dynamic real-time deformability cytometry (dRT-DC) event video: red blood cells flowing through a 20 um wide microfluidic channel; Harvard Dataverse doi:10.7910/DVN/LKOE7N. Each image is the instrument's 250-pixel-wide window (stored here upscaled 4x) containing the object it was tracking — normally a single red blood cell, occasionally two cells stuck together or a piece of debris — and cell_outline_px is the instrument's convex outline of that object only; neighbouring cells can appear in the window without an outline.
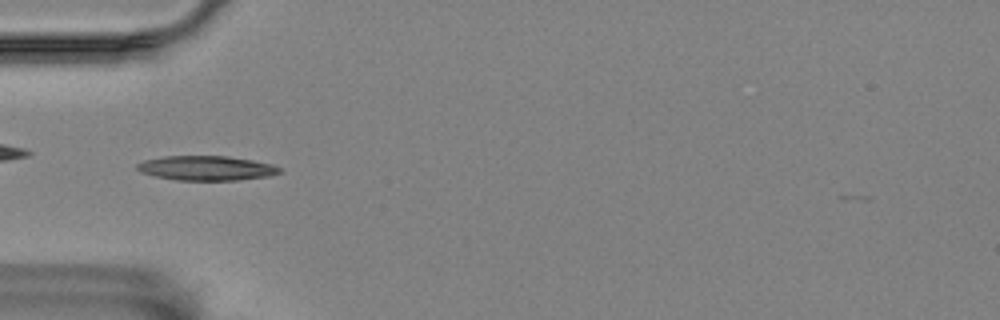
{"species": "Egyptian fruit bat (a non-hibernating species)", "species_latin": "Rousettus aegyptiacus", "temperature_condition": "room temperature", "stored_images_in_passage": 55, "camera_frame_rate_fps": 3000, "um_per_image_px": 0.085, "animal": {"sex": "female"}, "frame": {"image": 1, "passage_image": 17, "time_ms": 5.333, "image_size_px": [1000, 320], "cell_outline_px": [[280, 172], [268, 176], [236, 180], [176, 180], [156, 176], [140, 172], [136, 168], [136, 164], [144, 160], [164, 156], [228, 156], [252, 160], [272, 164], [280, 168]], "centroid_in_image_um": [17.51, 14.28], "position_along_channel_um": 67.5, "area_um2": 20.29}}
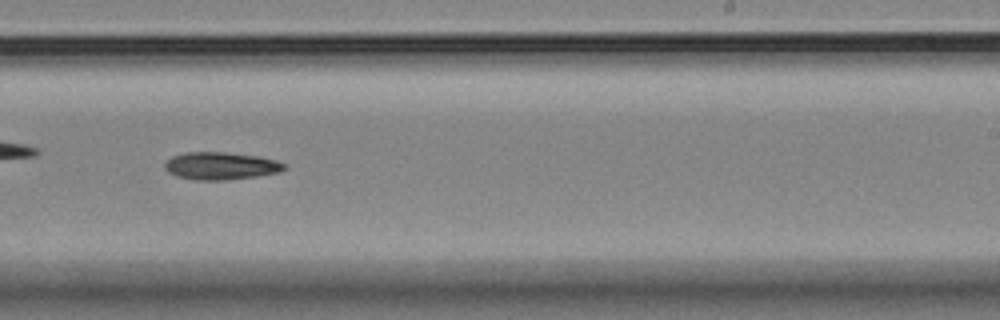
{"frame": {"image": 2, "passage_image": 34, "time_ms": 11.0, "image_size_px": [1000, 320], "cell_outline_px": [[288, 168], [280, 172], [256, 176], [224, 180], [196, 180], [176, 176], [168, 172], [164, 168], [164, 164], [172, 156], [184, 152], [224, 152], [256, 156], [276, 160], [284, 164]], "centroid_in_image_um": [18.75, 14.1], "position_along_channel_um": 270.2, "area_um2": 19.13}}
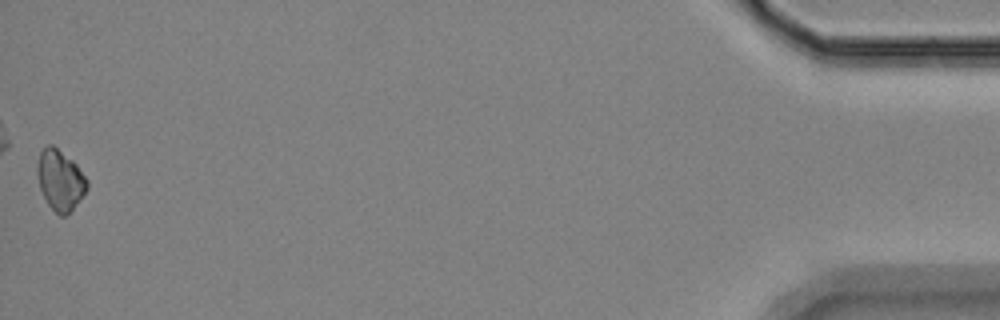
{"frame": {"image": 3, "passage_image": 55, "time_ms": 18.0, "image_size_px": [1000, 320], "cell_outline_px": [[88, 188], [72, 208], [64, 216], [60, 216], [48, 204], [40, 188], [36, 176], [36, 164], [40, 152], [48, 144], [52, 144], [72, 160], [76, 164], [88, 180]], "centroid_in_image_um": [5.09, 15.27], "position_along_channel_um": 430.1, "area_um2": 17.34}}